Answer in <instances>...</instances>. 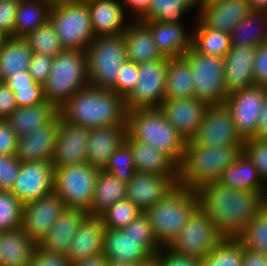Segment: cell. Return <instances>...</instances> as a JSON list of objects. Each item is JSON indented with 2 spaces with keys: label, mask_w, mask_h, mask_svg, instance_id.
<instances>
[{
  "label": "cell",
  "mask_w": 267,
  "mask_h": 266,
  "mask_svg": "<svg viewBox=\"0 0 267 266\" xmlns=\"http://www.w3.org/2000/svg\"><path fill=\"white\" fill-rule=\"evenodd\" d=\"M13 92L17 89L31 88L32 84L37 83L28 71L17 73L16 75H11L9 78L3 81Z\"/></svg>",
  "instance_id": "60"
},
{
  "label": "cell",
  "mask_w": 267,
  "mask_h": 266,
  "mask_svg": "<svg viewBox=\"0 0 267 266\" xmlns=\"http://www.w3.org/2000/svg\"><path fill=\"white\" fill-rule=\"evenodd\" d=\"M231 45L258 47L267 40V12L250 11L230 33Z\"/></svg>",
  "instance_id": "38"
},
{
  "label": "cell",
  "mask_w": 267,
  "mask_h": 266,
  "mask_svg": "<svg viewBox=\"0 0 267 266\" xmlns=\"http://www.w3.org/2000/svg\"><path fill=\"white\" fill-rule=\"evenodd\" d=\"M200 0H151L149 11L140 21L183 24L181 18L192 8L199 9Z\"/></svg>",
  "instance_id": "40"
},
{
  "label": "cell",
  "mask_w": 267,
  "mask_h": 266,
  "mask_svg": "<svg viewBox=\"0 0 267 266\" xmlns=\"http://www.w3.org/2000/svg\"><path fill=\"white\" fill-rule=\"evenodd\" d=\"M267 87L252 86L228 94L225 104L240 136L245 140L256 135Z\"/></svg>",
  "instance_id": "14"
},
{
  "label": "cell",
  "mask_w": 267,
  "mask_h": 266,
  "mask_svg": "<svg viewBox=\"0 0 267 266\" xmlns=\"http://www.w3.org/2000/svg\"><path fill=\"white\" fill-rule=\"evenodd\" d=\"M251 11L267 12V0H247Z\"/></svg>",
  "instance_id": "64"
},
{
  "label": "cell",
  "mask_w": 267,
  "mask_h": 266,
  "mask_svg": "<svg viewBox=\"0 0 267 266\" xmlns=\"http://www.w3.org/2000/svg\"><path fill=\"white\" fill-rule=\"evenodd\" d=\"M250 11L247 0H200L196 15L207 27L230 34Z\"/></svg>",
  "instance_id": "20"
},
{
  "label": "cell",
  "mask_w": 267,
  "mask_h": 266,
  "mask_svg": "<svg viewBox=\"0 0 267 266\" xmlns=\"http://www.w3.org/2000/svg\"><path fill=\"white\" fill-rule=\"evenodd\" d=\"M243 153L254 164L260 180L267 186V139L255 137L245 139Z\"/></svg>",
  "instance_id": "47"
},
{
  "label": "cell",
  "mask_w": 267,
  "mask_h": 266,
  "mask_svg": "<svg viewBox=\"0 0 267 266\" xmlns=\"http://www.w3.org/2000/svg\"><path fill=\"white\" fill-rule=\"evenodd\" d=\"M7 38L8 36L0 30V49L2 48Z\"/></svg>",
  "instance_id": "68"
},
{
  "label": "cell",
  "mask_w": 267,
  "mask_h": 266,
  "mask_svg": "<svg viewBox=\"0 0 267 266\" xmlns=\"http://www.w3.org/2000/svg\"><path fill=\"white\" fill-rule=\"evenodd\" d=\"M204 147L243 146L244 139L238 133L232 115L225 103L208 105L202 123L191 139Z\"/></svg>",
  "instance_id": "13"
},
{
  "label": "cell",
  "mask_w": 267,
  "mask_h": 266,
  "mask_svg": "<svg viewBox=\"0 0 267 266\" xmlns=\"http://www.w3.org/2000/svg\"><path fill=\"white\" fill-rule=\"evenodd\" d=\"M86 216L81 210L65 208L39 245L48 251L66 254L70 241Z\"/></svg>",
  "instance_id": "30"
},
{
  "label": "cell",
  "mask_w": 267,
  "mask_h": 266,
  "mask_svg": "<svg viewBox=\"0 0 267 266\" xmlns=\"http://www.w3.org/2000/svg\"><path fill=\"white\" fill-rule=\"evenodd\" d=\"M168 58L138 64V79L124 98L126 110L160 107L165 100Z\"/></svg>",
  "instance_id": "12"
},
{
  "label": "cell",
  "mask_w": 267,
  "mask_h": 266,
  "mask_svg": "<svg viewBox=\"0 0 267 266\" xmlns=\"http://www.w3.org/2000/svg\"><path fill=\"white\" fill-rule=\"evenodd\" d=\"M154 258L161 266H201V260L174 253L167 247H162Z\"/></svg>",
  "instance_id": "54"
},
{
  "label": "cell",
  "mask_w": 267,
  "mask_h": 266,
  "mask_svg": "<svg viewBox=\"0 0 267 266\" xmlns=\"http://www.w3.org/2000/svg\"><path fill=\"white\" fill-rule=\"evenodd\" d=\"M125 143L132 151L136 172L177 176V165L166 154L133 139L129 134Z\"/></svg>",
  "instance_id": "29"
},
{
  "label": "cell",
  "mask_w": 267,
  "mask_h": 266,
  "mask_svg": "<svg viewBox=\"0 0 267 266\" xmlns=\"http://www.w3.org/2000/svg\"><path fill=\"white\" fill-rule=\"evenodd\" d=\"M30 266H72V263L66 254L48 251L37 244Z\"/></svg>",
  "instance_id": "51"
},
{
  "label": "cell",
  "mask_w": 267,
  "mask_h": 266,
  "mask_svg": "<svg viewBox=\"0 0 267 266\" xmlns=\"http://www.w3.org/2000/svg\"><path fill=\"white\" fill-rule=\"evenodd\" d=\"M65 208L62 199L53 190L39 199L23 204L20 228L39 244Z\"/></svg>",
  "instance_id": "15"
},
{
  "label": "cell",
  "mask_w": 267,
  "mask_h": 266,
  "mask_svg": "<svg viewBox=\"0 0 267 266\" xmlns=\"http://www.w3.org/2000/svg\"><path fill=\"white\" fill-rule=\"evenodd\" d=\"M192 30V46L200 53L224 58L231 48L230 34L207 27L198 17Z\"/></svg>",
  "instance_id": "39"
},
{
  "label": "cell",
  "mask_w": 267,
  "mask_h": 266,
  "mask_svg": "<svg viewBox=\"0 0 267 266\" xmlns=\"http://www.w3.org/2000/svg\"><path fill=\"white\" fill-rule=\"evenodd\" d=\"M60 118L93 129L103 126L126 125L124 98L113 90L87 85L67 100L59 109Z\"/></svg>",
  "instance_id": "2"
},
{
  "label": "cell",
  "mask_w": 267,
  "mask_h": 266,
  "mask_svg": "<svg viewBox=\"0 0 267 266\" xmlns=\"http://www.w3.org/2000/svg\"><path fill=\"white\" fill-rule=\"evenodd\" d=\"M216 182L233 189L256 191L262 197L266 190L256 167L243 152L232 165L222 172Z\"/></svg>",
  "instance_id": "33"
},
{
  "label": "cell",
  "mask_w": 267,
  "mask_h": 266,
  "mask_svg": "<svg viewBox=\"0 0 267 266\" xmlns=\"http://www.w3.org/2000/svg\"><path fill=\"white\" fill-rule=\"evenodd\" d=\"M238 240L247 249L267 255V207L263 204Z\"/></svg>",
  "instance_id": "41"
},
{
  "label": "cell",
  "mask_w": 267,
  "mask_h": 266,
  "mask_svg": "<svg viewBox=\"0 0 267 266\" xmlns=\"http://www.w3.org/2000/svg\"><path fill=\"white\" fill-rule=\"evenodd\" d=\"M41 1H44L48 4H50L51 6H54V5H57L59 3H63V2H66L68 0H41Z\"/></svg>",
  "instance_id": "67"
},
{
  "label": "cell",
  "mask_w": 267,
  "mask_h": 266,
  "mask_svg": "<svg viewBox=\"0 0 267 266\" xmlns=\"http://www.w3.org/2000/svg\"><path fill=\"white\" fill-rule=\"evenodd\" d=\"M193 77L185 56L168 58L165 99L193 97Z\"/></svg>",
  "instance_id": "36"
},
{
  "label": "cell",
  "mask_w": 267,
  "mask_h": 266,
  "mask_svg": "<svg viewBox=\"0 0 267 266\" xmlns=\"http://www.w3.org/2000/svg\"><path fill=\"white\" fill-rule=\"evenodd\" d=\"M58 114V109L45 101L38 105L17 108L6 121L19 137L26 136L34 129L49 124Z\"/></svg>",
  "instance_id": "31"
},
{
  "label": "cell",
  "mask_w": 267,
  "mask_h": 266,
  "mask_svg": "<svg viewBox=\"0 0 267 266\" xmlns=\"http://www.w3.org/2000/svg\"><path fill=\"white\" fill-rule=\"evenodd\" d=\"M89 131L84 126L67 123L60 118L57 141L50 161L53 167L86 162Z\"/></svg>",
  "instance_id": "19"
},
{
  "label": "cell",
  "mask_w": 267,
  "mask_h": 266,
  "mask_svg": "<svg viewBox=\"0 0 267 266\" xmlns=\"http://www.w3.org/2000/svg\"><path fill=\"white\" fill-rule=\"evenodd\" d=\"M198 206L197 191L177 185L144 212L161 248L171 244Z\"/></svg>",
  "instance_id": "5"
},
{
  "label": "cell",
  "mask_w": 267,
  "mask_h": 266,
  "mask_svg": "<svg viewBox=\"0 0 267 266\" xmlns=\"http://www.w3.org/2000/svg\"><path fill=\"white\" fill-rule=\"evenodd\" d=\"M242 266H267V255L243 246Z\"/></svg>",
  "instance_id": "61"
},
{
  "label": "cell",
  "mask_w": 267,
  "mask_h": 266,
  "mask_svg": "<svg viewBox=\"0 0 267 266\" xmlns=\"http://www.w3.org/2000/svg\"><path fill=\"white\" fill-rule=\"evenodd\" d=\"M207 105L194 97L165 99L159 107L166 120L185 141L191 140L202 123Z\"/></svg>",
  "instance_id": "21"
},
{
  "label": "cell",
  "mask_w": 267,
  "mask_h": 266,
  "mask_svg": "<svg viewBox=\"0 0 267 266\" xmlns=\"http://www.w3.org/2000/svg\"><path fill=\"white\" fill-rule=\"evenodd\" d=\"M120 2L125 13L128 12L126 10H130L128 13L132 15L129 19L132 20H140L149 11L151 4V0H120ZM127 7L129 9H126Z\"/></svg>",
  "instance_id": "59"
},
{
  "label": "cell",
  "mask_w": 267,
  "mask_h": 266,
  "mask_svg": "<svg viewBox=\"0 0 267 266\" xmlns=\"http://www.w3.org/2000/svg\"><path fill=\"white\" fill-rule=\"evenodd\" d=\"M59 114L43 127L26 136H19L15 156L21 162H50L59 131Z\"/></svg>",
  "instance_id": "22"
},
{
  "label": "cell",
  "mask_w": 267,
  "mask_h": 266,
  "mask_svg": "<svg viewBox=\"0 0 267 266\" xmlns=\"http://www.w3.org/2000/svg\"><path fill=\"white\" fill-rule=\"evenodd\" d=\"M255 138L267 139V92L263 108L259 117Z\"/></svg>",
  "instance_id": "62"
},
{
  "label": "cell",
  "mask_w": 267,
  "mask_h": 266,
  "mask_svg": "<svg viewBox=\"0 0 267 266\" xmlns=\"http://www.w3.org/2000/svg\"><path fill=\"white\" fill-rule=\"evenodd\" d=\"M54 188L67 209L90 210L99 170L84 162L54 167Z\"/></svg>",
  "instance_id": "10"
},
{
  "label": "cell",
  "mask_w": 267,
  "mask_h": 266,
  "mask_svg": "<svg viewBox=\"0 0 267 266\" xmlns=\"http://www.w3.org/2000/svg\"><path fill=\"white\" fill-rule=\"evenodd\" d=\"M16 109L14 92L4 82H0V119L6 120Z\"/></svg>",
  "instance_id": "58"
},
{
  "label": "cell",
  "mask_w": 267,
  "mask_h": 266,
  "mask_svg": "<svg viewBox=\"0 0 267 266\" xmlns=\"http://www.w3.org/2000/svg\"><path fill=\"white\" fill-rule=\"evenodd\" d=\"M49 20L65 49L86 51L95 38L84 0H68L52 6Z\"/></svg>",
  "instance_id": "8"
},
{
  "label": "cell",
  "mask_w": 267,
  "mask_h": 266,
  "mask_svg": "<svg viewBox=\"0 0 267 266\" xmlns=\"http://www.w3.org/2000/svg\"><path fill=\"white\" fill-rule=\"evenodd\" d=\"M102 253L110 261L142 265L157 252L144 239H134L120 229L105 228Z\"/></svg>",
  "instance_id": "18"
},
{
  "label": "cell",
  "mask_w": 267,
  "mask_h": 266,
  "mask_svg": "<svg viewBox=\"0 0 267 266\" xmlns=\"http://www.w3.org/2000/svg\"><path fill=\"white\" fill-rule=\"evenodd\" d=\"M1 256H2V253L0 252V266H1Z\"/></svg>",
  "instance_id": "70"
},
{
  "label": "cell",
  "mask_w": 267,
  "mask_h": 266,
  "mask_svg": "<svg viewBox=\"0 0 267 266\" xmlns=\"http://www.w3.org/2000/svg\"><path fill=\"white\" fill-rule=\"evenodd\" d=\"M55 168L51 162H24L10 192L22 203L53 191Z\"/></svg>",
  "instance_id": "16"
},
{
  "label": "cell",
  "mask_w": 267,
  "mask_h": 266,
  "mask_svg": "<svg viewBox=\"0 0 267 266\" xmlns=\"http://www.w3.org/2000/svg\"><path fill=\"white\" fill-rule=\"evenodd\" d=\"M127 135V125L90 129L86 163L98 170H104L111 155L125 143Z\"/></svg>",
  "instance_id": "23"
},
{
  "label": "cell",
  "mask_w": 267,
  "mask_h": 266,
  "mask_svg": "<svg viewBox=\"0 0 267 266\" xmlns=\"http://www.w3.org/2000/svg\"><path fill=\"white\" fill-rule=\"evenodd\" d=\"M254 83L258 86L267 87V40L256 47Z\"/></svg>",
  "instance_id": "56"
},
{
  "label": "cell",
  "mask_w": 267,
  "mask_h": 266,
  "mask_svg": "<svg viewBox=\"0 0 267 266\" xmlns=\"http://www.w3.org/2000/svg\"><path fill=\"white\" fill-rule=\"evenodd\" d=\"M104 171L111 173L115 178L124 183H127L134 176L136 170L133 154L126 143L111 155Z\"/></svg>",
  "instance_id": "46"
},
{
  "label": "cell",
  "mask_w": 267,
  "mask_h": 266,
  "mask_svg": "<svg viewBox=\"0 0 267 266\" xmlns=\"http://www.w3.org/2000/svg\"><path fill=\"white\" fill-rule=\"evenodd\" d=\"M177 186V176L136 172L126 183V199L145 212Z\"/></svg>",
  "instance_id": "17"
},
{
  "label": "cell",
  "mask_w": 267,
  "mask_h": 266,
  "mask_svg": "<svg viewBox=\"0 0 267 266\" xmlns=\"http://www.w3.org/2000/svg\"><path fill=\"white\" fill-rule=\"evenodd\" d=\"M105 227L98 216H86L69 243L66 256L74 263L102 254Z\"/></svg>",
  "instance_id": "26"
},
{
  "label": "cell",
  "mask_w": 267,
  "mask_h": 266,
  "mask_svg": "<svg viewBox=\"0 0 267 266\" xmlns=\"http://www.w3.org/2000/svg\"><path fill=\"white\" fill-rule=\"evenodd\" d=\"M52 59L53 57L45 54H32L28 72L37 83L43 85L48 79L51 70Z\"/></svg>",
  "instance_id": "52"
},
{
  "label": "cell",
  "mask_w": 267,
  "mask_h": 266,
  "mask_svg": "<svg viewBox=\"0 0 267 266\" xmlns=\"http://www.w3.org/2000/svg\"><path fill=\"white\" fill-rule=\"evenodd\" d=\"M22 207L23 204L10 190H0V232L20 228Z\"/></svg>",
  "instance_id": "45"
},
{
  "label": "cell",
  "mask_w": 267,
  "mask_h": 266,
  "mask_svg": "<svg viewBox=\"0 0 267 266\" xmlns=\"http://www.w3.org/2000/svg\"><path fill=\"white\" fill-rule=\"evenodd\" d=\"M21 168L15 155H0V190H11Z\"/></svg>",
  "instance_id": "50"
},
{
  "label": "cell",
  "mask_w": 267,
  "mask_h": 266,
  "mask_svg": "<svg viewBox=\"0 0 267 266\" xmlns=\"http://www.w3.org/2000/svg\"><path fill=\"white\" fill-rule=\"evenodd\" d=\"M89 8L95 37L122 34L128 26L120 0H84Z\"/></svg>",
  "instance_id": "25"
},
{
  "label": "cell",
  "mask_w": 267,
  "mask_h": 266,
  "mask_svg": "<svg viewBox=\"0 0 267 266\" xmlns=\"http://www.w3.org/2000/svg\"><path fill=\"white\" fill-rule=\"evenodd\" d=\"M139 266H161L155 258H151L148 262Z\"/></svg>",
  "instance_id": "66"
},
{
  "label": "cell",
  "mask_w": 267,
  "mask_h": 266,
  "mask_svg": "<svg viewBox=\"0 0 267 266\" xmlns=\"http://www.w3.org/2000/svg\"><path fill=\"white\" fill-rule=\"evenodd\" d=\"M32 54L24 38L8 37L0 49V82L28 71Z\"/></svg>",
  "instance_id": "34"
},
{
  "label": "cell",
  "mask_w": 267,
  "mask_h": 266,
  "mask_svg": "<svg viewBox=\"0 0 267 266\" xmlns=\"http://www.w3.org/2000/svg\"><path fill=\"white\" fill-rule=\"evenodd\" d=\"M243 244L238 239L224 238L201 260V266H242Z\"/></svg>",
  "instance_id": "43"
},
{
  "label": "cell",
  "mask_w": 267,
  "mask_h": 266,
  "mask_svg": "<svg viewBox=\"0 0 267 266\" xmlns=\"http://www.w3.org/2000/svg\"><path fill=\"white\" fill-rule=\"evenodd\" d=\"M242 152L243 146L204 147L186 141L177 166V185L196 190L203 184L216 182Z\"/></svg>",
  "instance_id": "3"
},
{
  "label": "cell",
  "mask_w": 267,
  "mask_h": 266,
  "mask_svg": "<svg viewBox=\"0 0 267 266\" xmlns=\"http://www.w3.org/2000/svg\"><path fill=\"white\" fill-rule=\"evenodd\" d=\"M126 197V183L111 173L99 170L93 200L87 216H99L107 208Z\"/></svg>",
  "instance_id": "35"
},
{
  "label": "cell",
  "mask_w": 267,
  "mask_h": 266,
  "mask_svg": "<svg viewBox=\"0 0 267 266\" xmlns=\"http://www.w3.org/2000/svg\"><path fill=\"white\" fill-rule=\"evenodd\" d=\"M52 6L41 0H19L13 28L14 38H24L49 20Z\"/></svg>",
  "instance_id": "37"
},
{
  "label": "cell",
  "mask_w": 267,
  "mask_h": 266,
  "mask_svg": "<svg viewBox=\"0 0 267 266\" xmlns=\"http://www.w3.org/2000/svg\"><path fill=\"white\" fill-rule=\"evenodd\" d=\"M89 85L112 90L127 61L122 34L95 37L86 49Z\"/></svg>",
  "instance_id": "7"
},
{
  "label": "cell",
  "mask_w": 267,
  "mask_h": 266,
  "mask_svg": "<svg viewBox=\"0 0 267 266\" xmlns=\"http://www.w3.org/2000/svg\"><path fill=\"white\" fill-rule=\"evenodd\" d=\"M256 47L233 46L224 57L225 88L228 94L255 86Z\"/></svg>",
  "instance_id": "24"
},
{
  "label": "cell",
  "mask_w": 267,
  "mask_h": 266,
  "mask_svg": "<svg viewBox=\"0 0 267 266\" xmlns=\"http://www.w3.org/2000/svg\"><path fill=\"white\" fill-rule=\"evenodd\" d=\"M18 136L6 120L0 119V155H15Z\"/></svg>",
  "instance_id": "57"
},
{
  "label": "cell",
  "mask_w": 267,
  "mask_h": 266,
  "mask_svg": "<svg viewBox=\"0 0 267 266\" xmlns=\"http://www.w3.org/2000/svg\"><path fill=\"white\" fill-rule=\"evenodd\" d=\"M120 230L134 239H144L156 252L161 250L149 219L144 212H141L133 221Z\"/></svg>",
  "instance_id": "48"
},
{
  "label": "cell",
  "mask_w": 267,
  "mask_h": 266,
  "mask_svg": "<svg viewBox=\"0 0 267 266\" xmlns=\"http://www.w3.org/2000/svg\"><path fill=\"white\" fill-rule=\"evenodd\" d=\"M223 239L214 222L198 206L167 248L174 253L202 260Z\"/></svg>",
  "instance_id": "11"
},
{
  "label": "cell",
  "mask_w": 267,
  "mask_h": 266,
  "mask_svg": "<svg viewBox=\"0 0 267 266\" xmlns=\"http://www.w3.org/2000/svg\"><path fill=\"white\" fill-rule=\"evenodd\" d=\"M14 98L17 108L34 106L46 101L42 84H32L31 88L17 89Z\"/></svg>",
  "instance_id": "53"
},
{
  "label": "cell",
  "mask_w": 267,
  "mask_h": 266,
  "mask_svg": "<svg viewBox=\"0 0 267 266\" xmlns=\"http://www.w3.org/2000/svg\"><path fill=\"white\" fill-rule=\"evenodd\" d=\"M108 259L102 253L89 258H84L72 263V266H106Z\"/></svg>",
  "instance_id": "63"
},
{
  "label": "cell",
  "mask_w": 267,
  "mask_h": 266,
  "mask_svg": "<svg viewBox=\"0 0 267 266\" xmlns=\"http://www.w3.org/2000/svg\"><path fill=\"white\" fill-rule=\"evenodd\" d=\"M137 79L138 64L127 60L122 65L116 81V85L112 90L118 95H121L123 98H125L136 85Z\"/></svg>",
  "instance_id": "49"
},
{
  "label": "cell",
  "mask_w": 267,
  "mask_h": 266,
  "mask_svg": "<svg viewBox=\"0 0 267 266\" xmlns=\"http://www.w3.org/2000/svg\"><path fill=\"white\" fill-rule=\"evenodd\" d=\"M184 56L193 77V97L208 105L223 104L228 93L225 88L224 58L198 52L191 46Z\"/></svg>",
  "instance_id": "9"
},
{
  "label": "cell",
  "mask_w": 267,
  "mask_h": 266,
  "mask_svg": "<svg viewBox=\"0 0 267 266\" xmlns=\"http://www.w3.org/2000/svg\"><path fill=\"white\" fill-rule=\"evenodd\" d=\"M141 211L129 200L122 199L103 211L98 217L107 229H122L133 221Z\"/></svg>",
  "instance_id": "44"
},
{
  "label": "cell",
  "mask_w": 267,
  "mask_h": 266,
  "mask_svg": "<svg viewBox=\"0 0 267 266\" xmlns=\"http://www.w3.org/2000/svg\"><path fill=\"white\" fill-rule=\"evenodd\" d=\"M263 204L267 207V186H266L265 194L263 197Z\"/></svg>",
  "instance_id": "69"
},
{
  "label": "cell",
  "mask_w": 267,
  "mask_h": 266,
  "mask_svg": "<svg viewBox=\"0 0 267 266\" xmlns=\"http://www.w3.org/2000/svg\"><path fill=\"white\" fill-rule=\"evenodd\" d=\"M24 39L33 53L55 57L65 50L50 20L29 33Z\"/></svg>",
  "instance_id": "42"
},
{
  "label": "cell",
  "mask_w": 267,
  "mask_h": 266,
  "mask_svg": "<svg viewBox=\"0 0 267 266\" xmlns=\"http://www.w3.org/2000/svg\"><path fill=\"white\" fill-rule=\"evenodd\" d=\"M122 36L128 61L140 64L164 58L154 42L150 28L143 21H129Z\"/></svg>",
  "instance_id": "28"
},
{
  "label": "cell",
  "mask_w": 267,
  "mask_h": 266,
  "mask_svg": "<svg viewBox=\"0 0 267 266\" xmlns=\"http://www.w3.org/2000/svg\"><path fill=\"white\" fill-rule=\"evenodd\" d=\"M106 266H139V265L126 263V262H115V261L108 260Z\"/></svg>",
  "instance_id": "65"
},
{
  "label": "cell",
  "mask_w": 267,
  "mask_h": 266,
  "mask_svg": "<svg viewBox=\"0 0 267 266\" xmlns=\"http://www.w3.org/2000/svg\"><path fill=\"white\" fill-rule=\"evenodd\" d=\"M143 22L150 28L154 42L164 57H182L192 46V31L186 30L183 24Z\"/></svg>",
  "instance_id": "27"
},
{
  "label": "cell",
  "mask_w": 267,
  "mask_h": 266,
  "mask_svg": "<svg viewBox=\"0 0 267 266\" xmlns=\"http://www.w3.org/2000/svg\"><path fill=\"white\" fill-rule=\"evenodd\" d=\"M18 6L19 0L0 1V30L8 37H13Z\"/></svg>",
  "instance_id": "55"
},
{
  "label": "cell",
  "mask_w": 267,
  "mask_h": 266,
  "mask_svg": "<svg viewBox=\"0 0 267 266\" xmlns=\"http://www.w3.org/2000/svg\"><path fill=\"white\" fill-rule=\"evenodd\" d=\"M126 125L133 139L166 154L177 166L180 164L186 141L166 120L159 107L127 111Z\"/></svg>",
  "instance_id": "4"
},
{
  "label": "cell",
  "mask_w": 267,
  "mask_h": 266,
  "mask_svg": "<svg viewBox=\"0 0 267 266\" xmlns=\"http://www.w3.org/2000/svg\"><path fill=\"white\" fill-rule=\"evenodd\" d=\"M36 245L21 228L0 232L1 266H30Z\"/></svg>",
  "instance_id": "32"
},
{
  "label": "cell",
  "mask_w": 267,
  "mask_h": 266,
  "mask_svg": "<svg viewBox=\"0 0 267 266\" xmlns=\"http://www.w3.org/2000/svg\"><path fill=\"white\" fill-rule=\"evenodd\" d=\"M89 85L86 51L65 49L53 57L43 84L45 100L59 109L80 89Z\"/></svg>",
  "instance_id": "6"
},
{
  "label": "cell",
  "mask_w": 267,
  "mask_h": 266,
  "mask_svg": "<svg viewBox=\"0 0 267 266\" xmlns=\"http://www.w3.org/2000/svg\"><path fill=\"white\" fill-rule=\"evenodd\" d=\"M196 191L200 208L223 238L238 239L263 205L258 192L233 189L217 182L203 184Z\"/></svg>",
  "instance_id": "1"
}]
</instances>
